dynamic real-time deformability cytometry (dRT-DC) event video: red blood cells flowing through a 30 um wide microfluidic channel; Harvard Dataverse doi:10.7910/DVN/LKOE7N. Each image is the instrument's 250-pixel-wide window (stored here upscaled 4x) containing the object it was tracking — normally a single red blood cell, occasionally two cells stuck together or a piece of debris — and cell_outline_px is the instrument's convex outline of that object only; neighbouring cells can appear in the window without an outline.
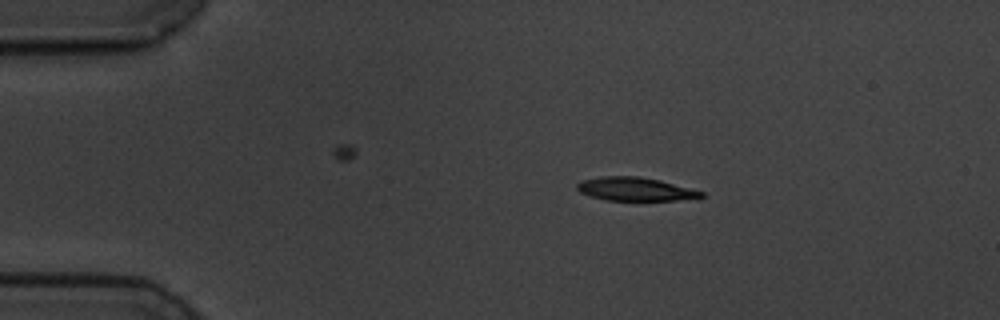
{"species": "common noctule bat (a hibernating species)", "species_latin": "Nyctalus noctula", "temperature_condition": "cold", "stored_images_in_passage": 48, "camera_frame_rate_fps": 3000, "um_per_image_px": 0.085, "animal": {"sex": "male", "body_mass_g": 19.5, "forearm_length_mm": 54.6}, "frame": {"image": 1, "passage_image": 1, "time_ms": 0.0, "image_size_px": [1000, 320], "cell_outline_px": [[704, 196], [676, 200], [604, 200], [588, 196], [580, 192], [576, 188], [576, 184], [580, 180], [600, 176], [640, 176], [660, 180], [704, 192]], "centroid_in_image_um": [53.91, 16.06], "position_along_channel_um": 31.1, "area_um2": 16.99}}
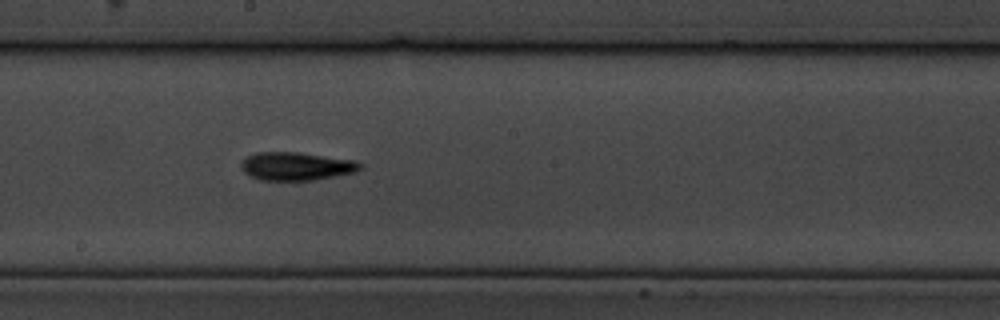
{"frame": {"image": 2, "passage_image": 22, "time_ms": 7.0, "image_size_px": [1000, 320], "cell_outline_px": [[364, 168], [356, 172], [336, 176], [312, 180], [260, 180], [244, 172], [240, 168], [240, 160], [256, 152], [296, 152], [352, 160], [364, 164]], "centroid_in_image_um": [25.18, 14.13], "position_along_channel_um": 223.0, "area_um2": 19.59}}
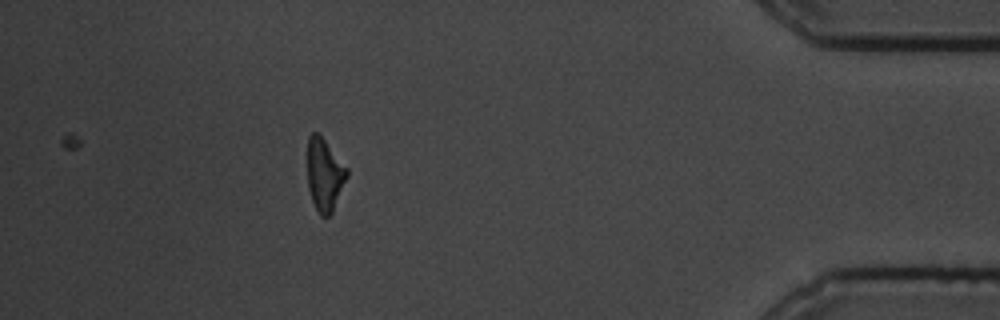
{"frame": {"image": 3, "passage_image": 42, "time_ms": 13.667, "image_size_px": [1000, 320], "cell_outline_px": [[348, 176], [332, 212], [328, 216], [320, 216], [312, 200], [308, 188], [308, 136], [312, 132], [316, 132], [324, 140], [348, 168]], "centroid_in_image_um": [27.59, 14.86], "position_along_channel_um": 407.6, "area_um2": 16.47}, "authors_computed_cell_mechanics": {"area_um2": 18.1492, "velocity_mm_per_s": 3.4909, "shape_relaxation_time_tau1_ms": 4.245, "shape_relaxation_time_tau2_ms": null, "deformation_change_tau1": 0.1731, "deformation_change_tau2": null}}